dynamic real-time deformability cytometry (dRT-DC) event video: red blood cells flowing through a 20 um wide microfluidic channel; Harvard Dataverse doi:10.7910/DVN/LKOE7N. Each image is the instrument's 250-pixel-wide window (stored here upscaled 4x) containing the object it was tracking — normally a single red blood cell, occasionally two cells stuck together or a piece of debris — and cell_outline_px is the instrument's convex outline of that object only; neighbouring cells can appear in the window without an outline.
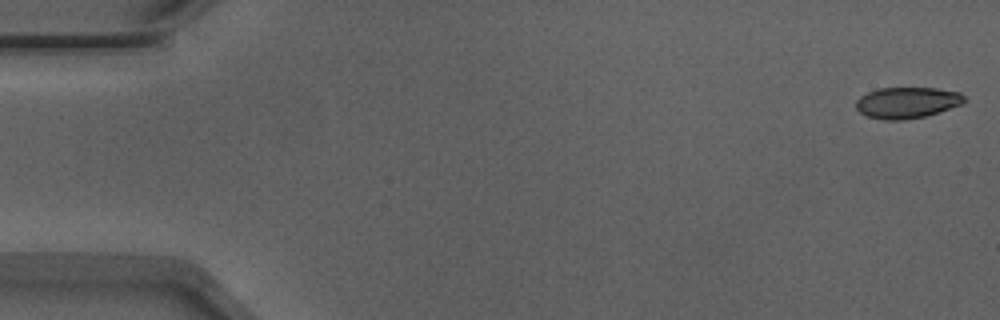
{"species": "Egyptian fruit bat (a non-hibernating species)", "species_latin": "Rousettus aegyptiacus", "temperature_condition": "warm", "stored_images_in_passage": 12, "camera_frame_rate_fps": 3000, "um_per_image_px": 0.085, "animal": {"sex": "male"}, "frame": {"image": 1, "passage_image": 1, "time_ms": 0.0, "image_size_px": [1000, 320], "cell_outline_px": [[968, 100], [960, 104], [924, 116], [904, 120], [884, 120], [868, 116], [860, 112], [856, 108], [856, 100], [860, 96], [868, 92], [880, 88], [936, 88], [960, 92]], "centroid_in_image_um": [77.08, 8.71], "position_along_channel_um": 7.9, "area_um2": 19.48}}